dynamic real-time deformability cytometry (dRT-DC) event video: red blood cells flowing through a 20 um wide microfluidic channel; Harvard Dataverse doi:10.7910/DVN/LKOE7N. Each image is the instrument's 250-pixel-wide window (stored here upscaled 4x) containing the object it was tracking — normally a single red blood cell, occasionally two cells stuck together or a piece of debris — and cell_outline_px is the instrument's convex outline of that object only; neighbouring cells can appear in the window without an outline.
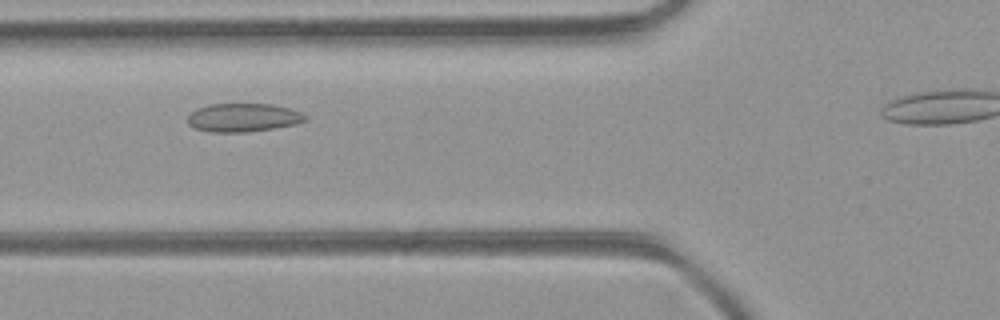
{"species": "common noctule bat (a hibernating species)", "species_latin": "Nyctalus noctula", "temperature_condition": "room temperature", "stored_images_in_passage": 4, "camera_frame_rate_fps": 3000, "um_per_image_px": 0.085, "animal": {"sex": "female", "body_mass_g": 21.9}, "frame": {"image": 1, "passage_image": 4, "time_ms": 1.0, "image_size_px": [1000, 320], "cell_outline_px": [[308, 120], [296, 124], [272, 128], [244, 132], [212, 132], [196, 128], [188, 124], [188, 116], [196, 108], [208, 104], [272, 104], [288, 108], [300, 112], [308, 116]], "centroid_in_image_um": [20.68, 9.98], "position_along_channel_um": 105.1, "area_um2": 19.42}}